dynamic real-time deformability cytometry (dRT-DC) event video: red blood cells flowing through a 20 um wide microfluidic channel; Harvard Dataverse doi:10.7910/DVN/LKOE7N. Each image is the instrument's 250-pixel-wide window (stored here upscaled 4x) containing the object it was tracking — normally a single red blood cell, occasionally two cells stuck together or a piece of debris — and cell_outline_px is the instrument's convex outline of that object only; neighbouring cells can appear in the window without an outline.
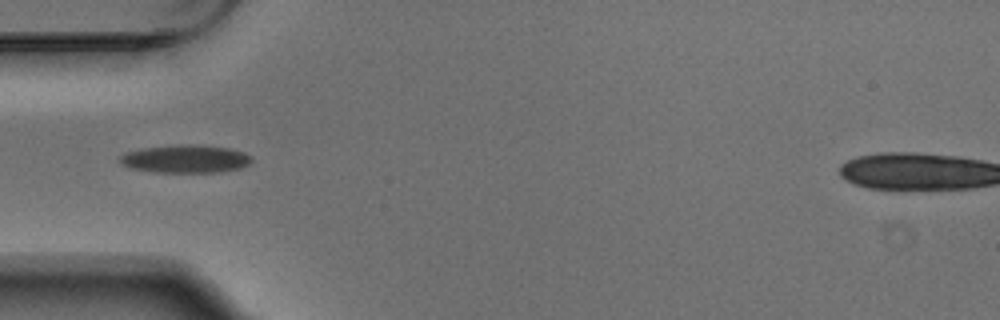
{"species": "Egyptian fruit bat (a non-hibernating species)", "species_latin": "Rousettus aegyptiacus", "temperature_condition": "warm", "stored_images_in_passage": 6, "camera_frame_rate_fps": 3000, "um_per_image_px": 0.085, "animal": {"sex": "male"}, "frame": {"image": 1, "passage_image": 4, "time_ms": 1.0, "image_size_px": [1000, 320], "cell_outline_px": [[252, 160], [248, 164], [240, 168], [220, 172], [156, 172], [128, 168], [120, 164], [120, 156], [128, 152], [144, 148], [184, 144], [196, 144], [228, 148], [244, 152]], "centroid_in_image_um": [15.74, 13.51], "position_along_channel_um": 69.3, "area_um2": 21.33}}
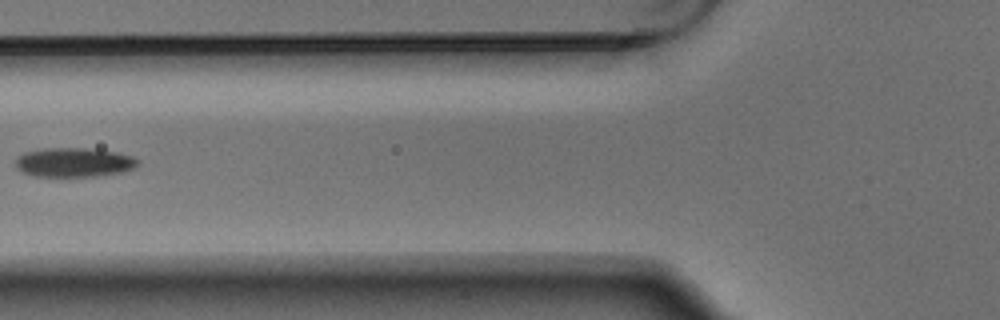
{"frame": {"image": 2, "passage_image": 5, "time_ms": 1.333, "image_size_px": [1000, 320], "cell_outline_px": [[140, 160], [132, 168], [124, 172], [100, 176], [32, 176], [16, 168], [16, 156], [24, 152], [44, 148], [84, 148], [116, 152], [132, 156]], "centroid_in_image_um": [6.26, 13.8], "position_along_channel_um": 119.5, "area_um2": 20.87}}
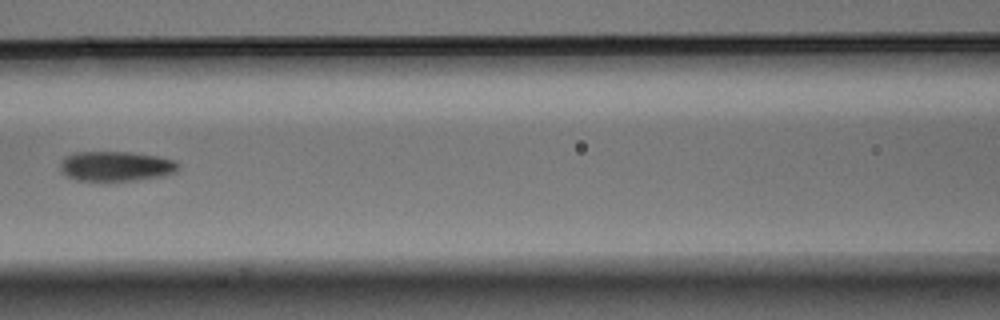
{"frame": {"image": 3, "passage_image": 6, "time_ms": 1.667, "image_size_px": [1000, 320], "cell_outline_px": [[180, 168], [176, 172], [164, 176], [132, 180], [76, 180], [60, 172], [60, 160], [64, 156], [72, 152], [128, 152], [156, 156], [176, 160], [180, 164]], "centroid_in_image_um": [9.85, 14.11], "position_along_channel_um": 156.8, "area_um2": 20.69}}